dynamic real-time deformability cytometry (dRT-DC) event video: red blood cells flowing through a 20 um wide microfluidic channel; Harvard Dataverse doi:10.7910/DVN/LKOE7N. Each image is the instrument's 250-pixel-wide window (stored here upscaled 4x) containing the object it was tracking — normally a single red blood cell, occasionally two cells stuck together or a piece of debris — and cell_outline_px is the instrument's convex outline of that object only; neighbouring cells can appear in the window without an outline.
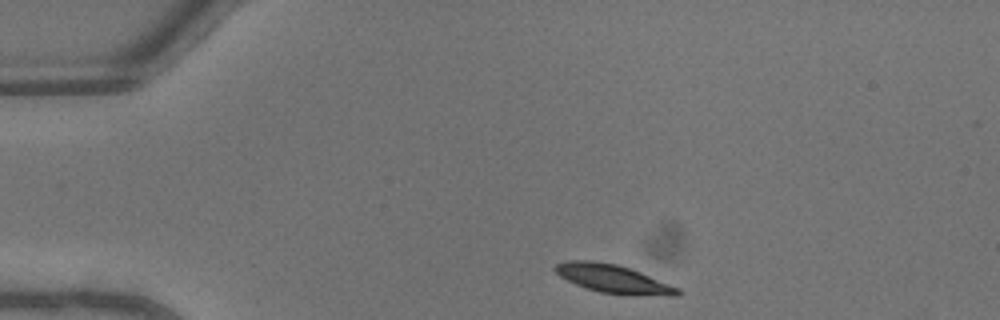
{"species": "common noctule bat (a hibernating species)", "species_latin": "Nyctalus noctula", "temperature_condition": "warm", "stored_images_in_passage": 29, "camera_frame_rate_fps": 3000, "um_per_image_px": 0.085, "animal": {"sex": "male", "body_mass_g": 13.3}, "frame": {"image": 1, "passage_image": 1, "time_ms": 0.0, "image_size_px": [1000, 320], "cell_outline_px": [[684, 292], [680, 296], [668, 296], [600, 292], [576, 284], [560, 276], [552, 268], [556, 264], [568, 260], [592, 260], [616, 264], [640, 272], [680, 288]], "centroid_in_image_um": [52.15, 23.69], "position_along_channel_um": 32.9, "area_um2": 19.94}}
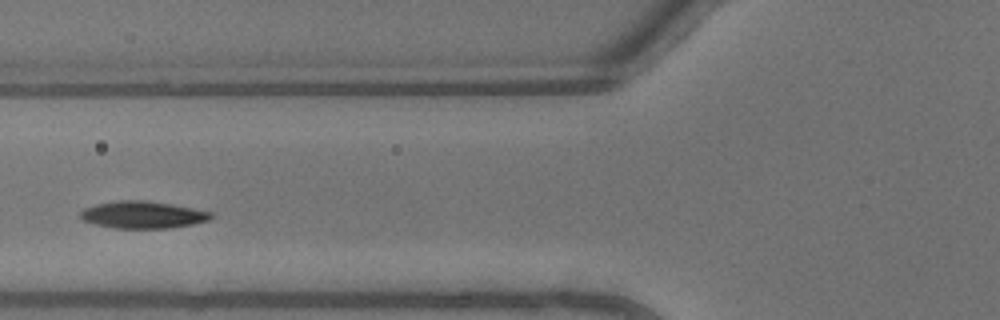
{"frame": {"image": 2, "passage_image": 10, "time_ms": 3.0, "image_size_px": [1000, 320], "cell_outline_px": [[216, 216], [208, 220], [192, 224], [168, 228], [116, 228], [96, 224], [84, 220], [80, 216], [80, 212], [84, 208], [96, 204], [116, 200], [144, 200], [172, 204], [216, 212]], "centroid_in_image_um": [12.2, 18.24], "position_along_channel_um": 113.6, "area_um2": 20.75}}
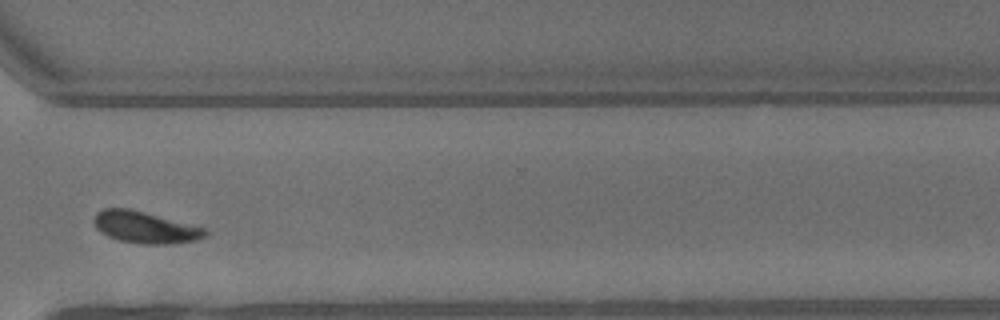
{"frame": {"image": 3, "passage_image": 26, "time_ms": 8.333, "image_size_px": [1000, 320], "cell_outline_px": [[208, 236], [196, 240], [168, 244], [140, 244], [120, 240], [108, 236], [100, 232], [96, 228], [92, 220], [96, 212], [104, 208], [128, 208], [144, 212], [204, 228], [208, 232]], "centroid_in_image_um": [12.29, 19.32], "position_along_channel_um": 358.3, "area_um2": 20.46}, "authors_computed_cell_mechanics": {"area_um2": 20.7502, "velocity_mm_per_s": 4.5879, "shape_relaxation_time_tau1_ms": 1.8995, "shape_relaxation_time_tau2_ms": 1.941, "deformation_change_tau1": 0.1047, "deformation_change_tau2": 0.0573}}